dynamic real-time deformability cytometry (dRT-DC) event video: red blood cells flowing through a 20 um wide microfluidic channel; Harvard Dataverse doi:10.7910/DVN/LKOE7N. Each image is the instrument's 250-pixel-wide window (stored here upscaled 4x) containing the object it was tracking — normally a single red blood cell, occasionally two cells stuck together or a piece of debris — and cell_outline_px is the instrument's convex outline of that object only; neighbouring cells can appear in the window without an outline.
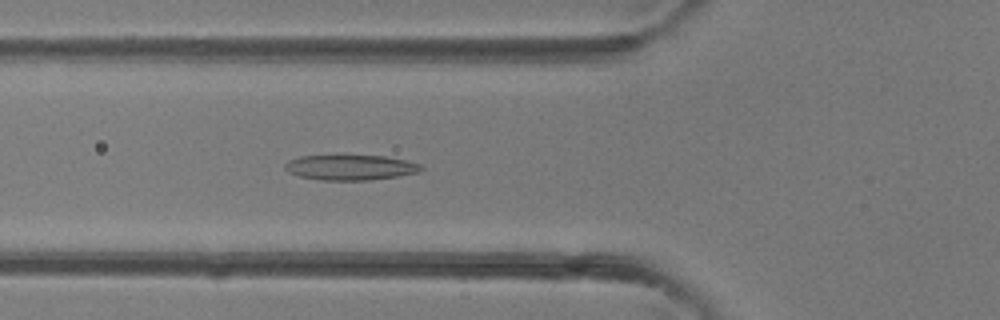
{"species": "common noctule bat (a hibernating species)", "species_latin": "Nyctalus noctula", "temperature_condition": "room temperature", "stored_images_in_passage": 36, "camera_frame_rate_fps": 3000, "um_per_image_px": 0.085, "animal": {"sex": "female"}, "frame": {"image": 1, "passage_image": 10, "time_ms": 3.0, "image_size_px": [1000, 320], "cell_outline_px": [[424, 168], [420, 172], [396, 176], [368, 180], [320, 180], [300, 176], [288, 172], [284, 168], [284, 164], [288, 160], [300, 156], [344, 152], [388, 156], [408, 160], [420, 164]], "centroid_in_image_um": [29.77, 14.16], "position_along_channel_um": 96.0, "area_um2": 21.27}}
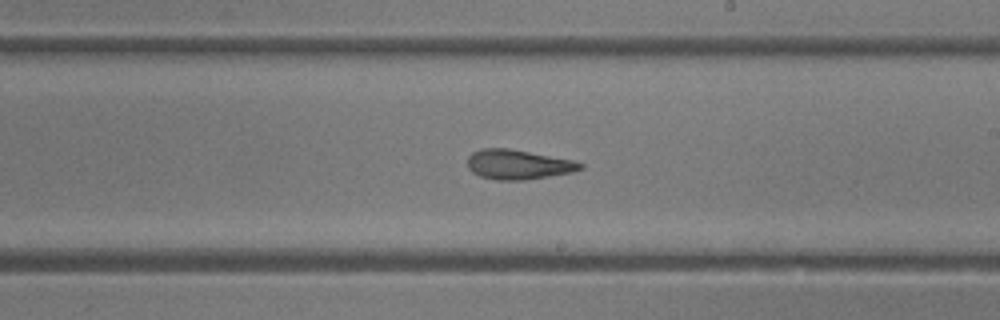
{"frame": {"image": 2, "passage_image": 19, "time_ms": 6.0, "image_size_px": [1000, 320], "cell_outline_px": [[584, 168], [572, 172], [524, 180], [496, 180], [480, 176], [472, 172], [468, 168], [468, 156], [472, 152], [484, 148], [508, 148], [572, 160], [584, 164]], "centroid_in_image_um": [44.02, 13.98], "position_along_channel_um": 245.0, "area_um2": 19.36}}
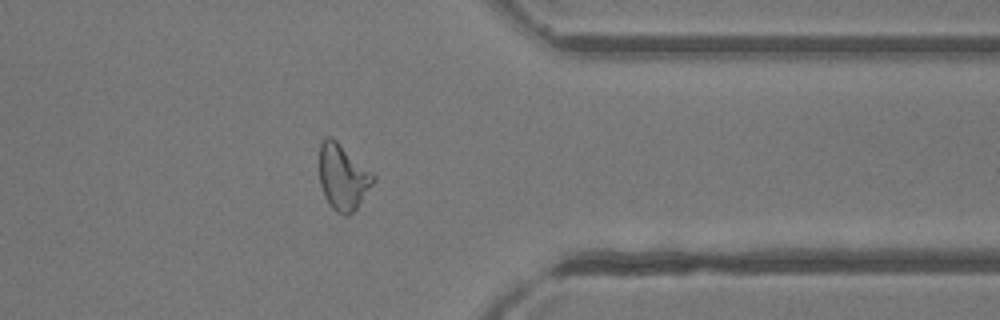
{"frame": {"image": 3, "passage_image": 28, "time_ms": 9.0, "image_size_px": [1000, 320], "cell_outline_px": [[376, 180], [356, 208], [348, 216], [344, 216], [336, 212], [328, 204], [324, 196], [320, 184], [320, 144], [328, 136], [332, 136], [372, 172], [376, 176]], "centroid_in_image_um": [29.15, 15.06], "position_along_channel_um": 382.3, "area_um2": 20.63}}